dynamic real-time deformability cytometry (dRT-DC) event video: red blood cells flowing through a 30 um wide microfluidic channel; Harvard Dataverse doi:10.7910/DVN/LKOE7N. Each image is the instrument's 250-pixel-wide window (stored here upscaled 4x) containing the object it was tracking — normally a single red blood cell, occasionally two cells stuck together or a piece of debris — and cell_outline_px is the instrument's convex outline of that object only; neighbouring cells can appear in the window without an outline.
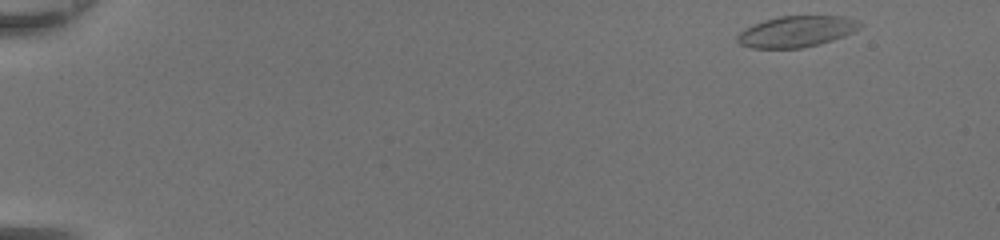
{"species": "common noctule bat (a hibernating species)", "species_latin": "Nyctalus noctula", "temperature_condition": "room temperature", "stored_images_in_passage": 45, "camera_frame_rate_fps": 3000, "um_per_image_px": 0.085, "animal": {"sex": "female", "body_mass_g": 20.0, "forearm_length_mm": 54.0}, "frame": {"image": 1, "passage_image": 1, "time_ms": 0.0, "image_size_px": [1000, 240], "cell_outline_px": [[864, 24], [860, 28], [844, 36], [820, 44], [800, 48], [752, 48], [740, 44], [736, 40], [736, 36], [740, 32], [752, 24], [764, 20], [780, 16], [844, 16], [856, 20]], "centroid_in_image_um": [67.7, 2.67], "position_along_channel_um": 17.3, "area_um2": 22.25}}
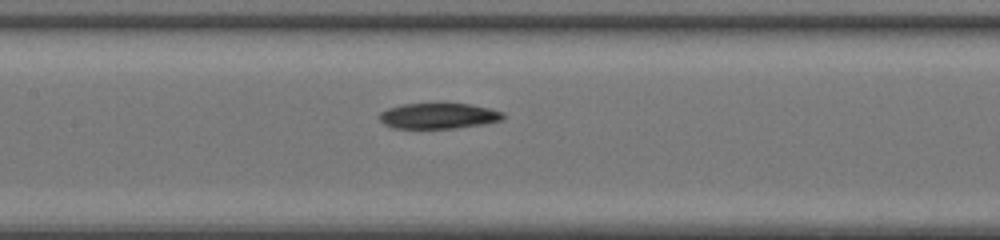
{"frame": {"image": 2, "passage_image": 22, "time_ms": 7.0, "image_size_px": [1000, 240], "cell_outline_px": [[504, 120], [484, 124], [456, 128], [392, 128], [384, 124], [380, 120], [380, 112], [388, 108], [404, 104], [472, 104], [504, 112]], "centroid_in_image_um": [37.3, 9.86], "position_along_channel_um": 170.1, "area_um2": 18.44}}
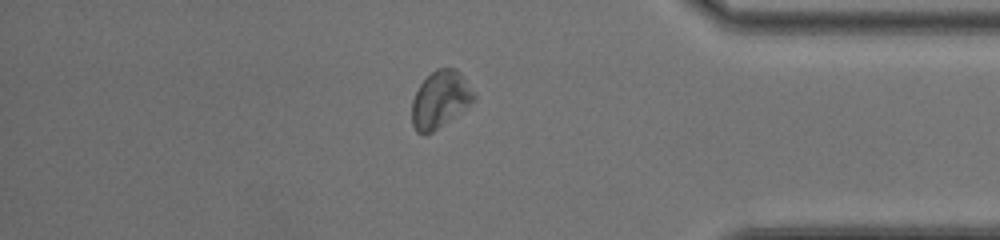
{"frame": {"image": 3, "passage_image": 39, "time_ms": 12.667, "image_size_px": [1000, 240], "cell_outline_px": [[476, 100], [468, 108], [432, 132], [424, 136], [416, 132], [412, 124], [412, 100], [420, 84], [436, 68], [456, 68], [460, 72], [476, 96]], "centroid_in_image_um": [37.43, 8.48], "position_along_channel_um": 397.8, "area_um2": 20.75}, "authors_computed_cell_mechanics": {"area_um2": 20.2878, "velocity_mm_per_s": 4.3598, "shape_relaxation_time_tau1_ms": 4.6459, "shape_relaxation_time_tau2_ms": null, "deformation_change_tau1": 0.147, "deformation_change_tau2": null}}